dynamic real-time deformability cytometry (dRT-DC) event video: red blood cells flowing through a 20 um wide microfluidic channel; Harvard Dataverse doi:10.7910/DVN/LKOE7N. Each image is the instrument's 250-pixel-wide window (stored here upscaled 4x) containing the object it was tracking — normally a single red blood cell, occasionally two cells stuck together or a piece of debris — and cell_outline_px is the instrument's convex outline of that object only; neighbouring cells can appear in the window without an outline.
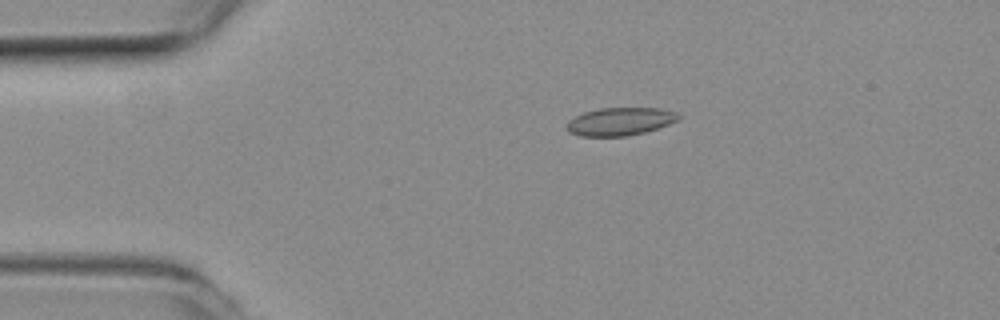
{"species": "common noctule bat (a hibernating species)", "species_latin": "Nyctalus noctula", "temperature_condition": "room temperature", "stored_images_in_passage": 47, "camera_frame_rate_fps": 3000, "um_per_image_px": 0.085, "animal": {"sex": "female", "body_mass_g": 19.3, "forearm_length_mm": 54.1}, "frame": {"image": 1, "passage_image": 2, "time_ms": 0.333, "image_size_px": [1000, 320], "cell_outline_px": [[680, 120], [644, 132], [628, 136], [580, 136], [568, 132], [568, 120], [584, 112], [600, 108], [664, 108], [676, 112], [680, 116]], "centroid_in_image_um": [52.73, 10.32], "position_along_channel_um": 32.3, "area_um2": 18.15}}
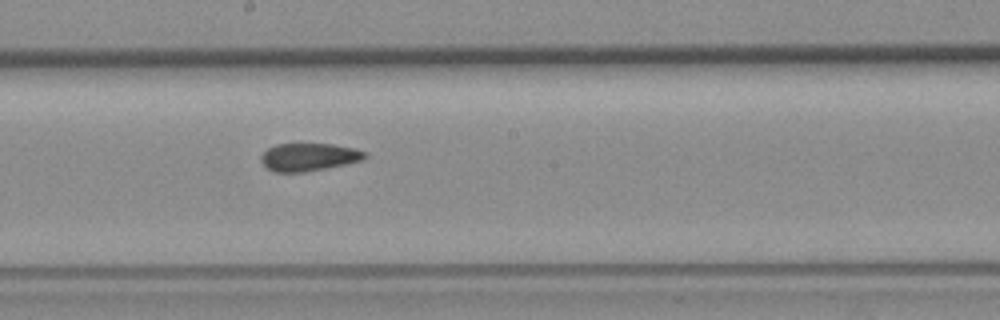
{"frame": {"image": 2, "passage_image": 21, "time_ms": 6.667, "image_size_px": [1000, 320], "cell_outline_px": [[368, 156], [364, 160], [304, 172], [276, 172], [268, 168], [260, 160], [260, 156], [268, 148], [276, 144], [332, 144], [356, 148], [368, 152]], "centroid_in_image_um": [26.29, 13.34], "position_along_channel_um": 221.9, "area_um2": 16.82}}
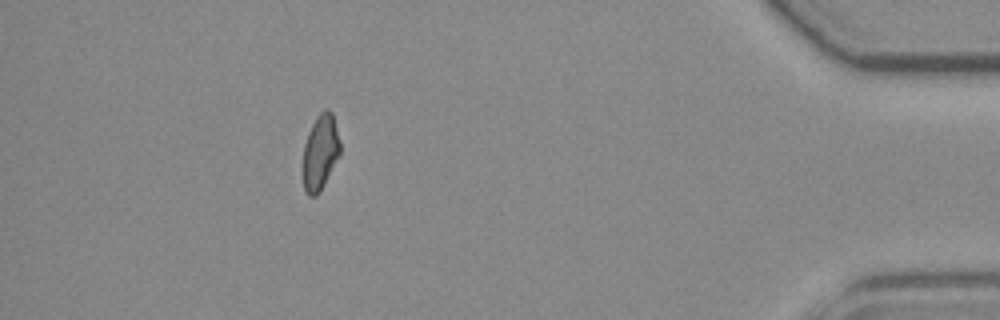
{"frame": {"image": 3, "passage_image": 41, "time_ms": 13.333, "image_size_px": [1000, 320], "cell_outline_px": [[340, 156], [320, 192], [316, 196], [308, 196], [304, 192], [304, 144], [308, 132], [316, 116], [324, 108], [328, 108], [332, 112], [340, 144]], "centroid_in_image_um": [27.23, 12.94], "position_along_channel_um": 408.0, "area_um2": 16.36}, "authors_computed_cell_mechanics": {"area_um2": 17.2822, "velocity_mm_per_s": 3.6737, "shape_relaxation_time_tau1_ms": null, "shape_relaxation_time_tau2_ms": 2.6347, "deformation_change_tau1": null, "deformation_change_tau2": 0.0901}}